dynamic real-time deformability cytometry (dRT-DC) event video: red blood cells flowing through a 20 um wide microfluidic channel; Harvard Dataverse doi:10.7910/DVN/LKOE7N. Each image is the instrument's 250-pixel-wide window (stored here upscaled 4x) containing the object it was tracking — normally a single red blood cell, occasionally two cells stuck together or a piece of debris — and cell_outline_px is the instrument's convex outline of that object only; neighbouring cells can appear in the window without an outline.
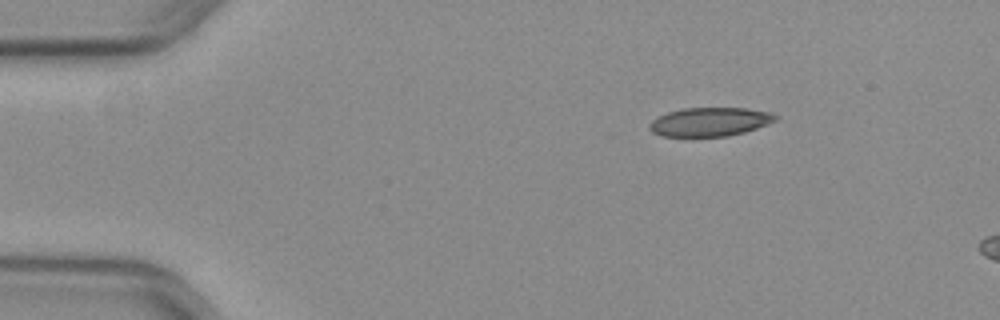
{"species": "common noctule bat (a hibernating species)", "species_latin": "Nyctalus noctula", "temperature_condition": "warm", "stored_images_in_passage": 6, "camera_frame_rate_fps": 3000, "um_per_image_px": 0.085, "animal": {"sex": "female", "body_mass_g": 29.2, "forearm_length_mm": 56.3}, "frame": {"image": 1, "passage_image": 1, "time_ms": 0.0, "image_size_px": [1000, 320], "cell_outline_px": [[780, 116], [776, 120], [768, 124], [744, 132], [728, 136], [660, 136], [652, 132], [648, 128], [648, 124], [656, 116], [668, 112], [684, 108], [744, 108], [768, 112]], "centroid_in_image_um": [60.3, 10.35], "position_along_channel_um": 24.7, "area_um2": 21.15}}